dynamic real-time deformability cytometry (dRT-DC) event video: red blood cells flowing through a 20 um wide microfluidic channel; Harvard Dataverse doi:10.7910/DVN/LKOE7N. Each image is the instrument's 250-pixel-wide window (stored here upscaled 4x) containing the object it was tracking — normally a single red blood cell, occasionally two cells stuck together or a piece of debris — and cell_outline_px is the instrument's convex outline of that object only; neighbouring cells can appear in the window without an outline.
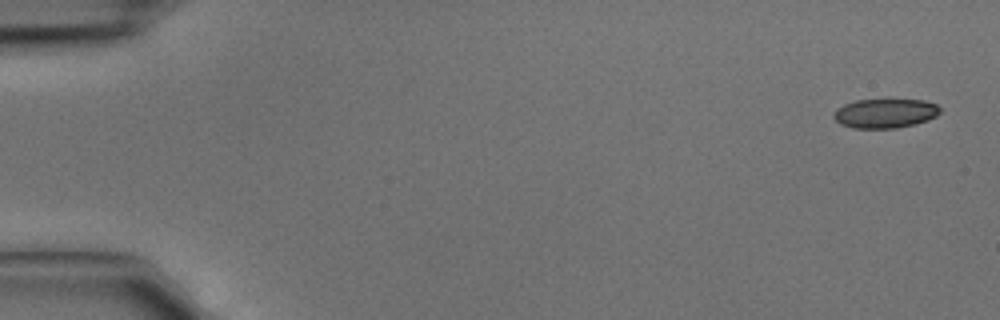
{"species": "common noctule bat (a hibernating species)", "species_latin": "Nyctalus noctula", "temperature_condition": "cold", "stored_images_in_passage": 5, "camera_frame_rate_fps": 3000, "um_per_image_px": 0.085, "animal": {"sex": "male", "body_mass_g": 15.6}, "frame": {"image": 1, "passage_image": 1, "time_ms": 0.0, "image_size_px": [1000, 320], "cell_outline_px": [[940, 112], [936, 116], [928, 120], [916, 124], [896, 128], [852, 128], [840, 124], [832, 116], [836, 108], [844, 104], [856, 100], [888, 96], [924, 100], [936, 104], [940, 108]], "centroid_in_image_um": [75.24, 9.57], "position_along_channel_um": 9.8, "area_um2": 19.19}}
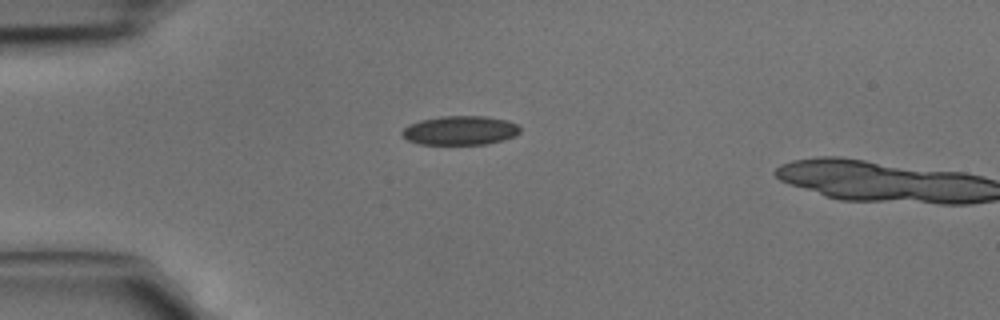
{"frame": {"image": 2, "passage_image": 4, "time_ms": 1.0, "image_size_px": [1000, 320], "cell_outline_px": [[520, 132], [516, 136], [504, 140], [488, 144], [420, 144], [408, 140], [400, 136], [400, 132], [408, 124], [420, 120], [440, 116], [488, 116], [508, 120], [516, 124], [520, 128]], "centroid_in_image_um": [39.11, 11.08], "position_along_channel_um": 45.9, "area_um2": 20.29}}